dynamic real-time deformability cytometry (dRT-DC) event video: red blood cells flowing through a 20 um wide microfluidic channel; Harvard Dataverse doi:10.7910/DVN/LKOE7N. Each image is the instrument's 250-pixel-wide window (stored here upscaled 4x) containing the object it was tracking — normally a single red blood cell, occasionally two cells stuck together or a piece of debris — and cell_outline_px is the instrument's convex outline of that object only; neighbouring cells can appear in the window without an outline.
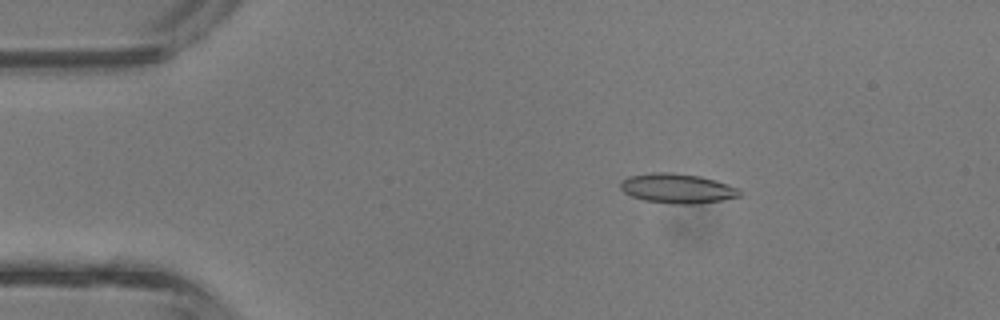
{"species": "common noctule bat (a hibernating species)", "species_latin": "Nyctalus noctula", "temperature_condition": "room temperature", "stored_images_in_passage": 42, "camera_frame_rate_fps": 3000, "um_per_image_px": 0.085, "animal": {"sex": "male", "body_mass_g": 13.3}, "frame": {"image": 1, "passage_image": 7, "time_ms": 2.0, "image_size_px": [1000, 320], "cell_outline_px": [[740, 196], [724, 200], [696, 204], [672, 204], [644, 200], [632, 196], [624, 192], [620, 188], [620, 180], [628, 176], [652, 172], [672, 172], [700, 176], [716, 180], [740, 188]], "centroid_in_image_um": [57.57, 16.01], "position_along_channel_um": 27.4, "area_um2": 20.87}}
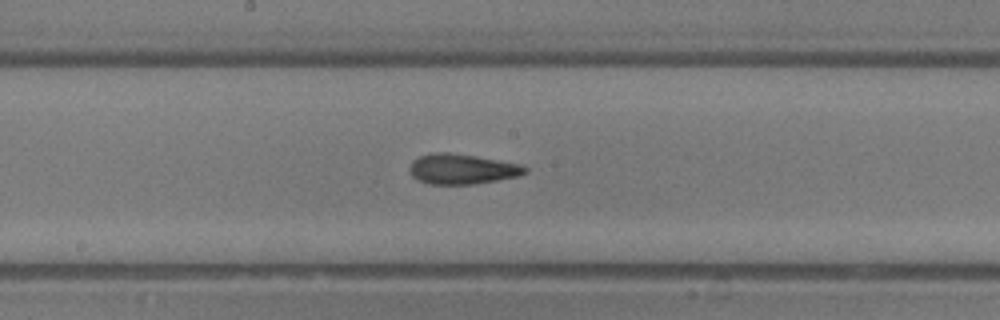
{"frame": {"image": 2, "passage_image": 22, "time_ms": 7.0, "image_size_px": [1000, 320], "cell_outline_px": [[528, 172], [520, 176], [472, 184], [428, 184], [416, 180], [412, 176], [408, 168], [412, 160], [420, 156], [432, 152], [448, 152], [476, 156], [520, 164], [528, 168]], "centroid_in_image_um": [39.24, 14.36], "position_along_channel_um": 209.0, "area_um2": 20.46}}
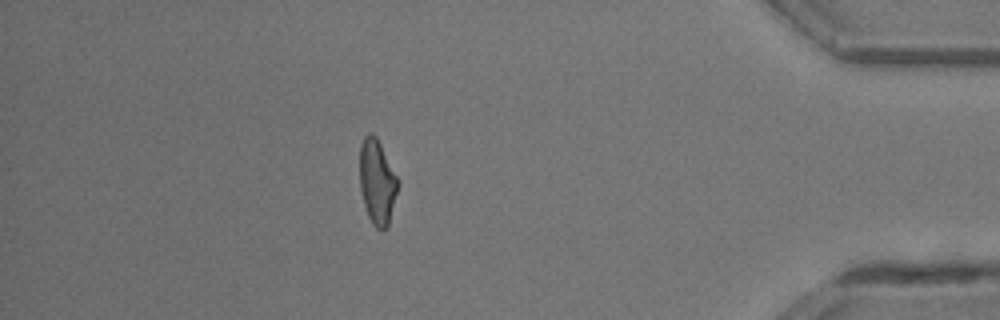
{"frame": {"image": 3, "passage_image": 37, "time_ms": 12.0, "image_size_px": [1000, 320], "cell_outline_px": [[400, 184], [388, 228], [384, 232], [380, 232], [372, 224], [368, 216], [364, 204], [360, 188], [360, 144], [364, 136], [368, 132], [372, 132], [376, 136], [400, 180]], "centroid_in_image_um": [32.09, 15.5], "position_along_channel_um": 403.1, "area_um2": 19.48}, "authors_computed_cell_mechanics": {"area_um2": 19.5942, "velocity_mm_per_s": 4.8282, "shape_relaxation_time_tau1_ms": 5.3079, "shape_relaxation_time_tau2_ms": 1.6867, "deformation_change_tau1": 0.1993, "deformation_change_tau2": 0.1145}}